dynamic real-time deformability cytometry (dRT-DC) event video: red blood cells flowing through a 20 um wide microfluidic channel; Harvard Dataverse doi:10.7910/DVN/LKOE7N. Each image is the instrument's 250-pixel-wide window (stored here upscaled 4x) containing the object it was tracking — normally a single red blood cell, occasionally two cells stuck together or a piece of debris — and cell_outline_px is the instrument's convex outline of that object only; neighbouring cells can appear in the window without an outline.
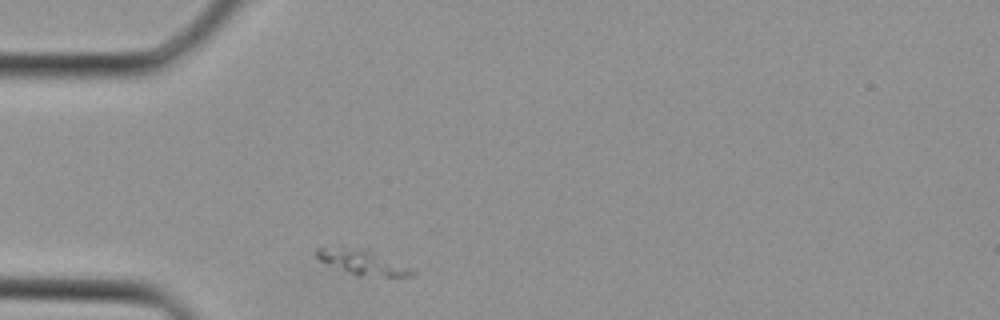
{"species": "Egyptian fruit bat (a non-hibernating species)", "species_latin": "Rousettus aegyptiacus", "temperature_condition": "cold", "stored_images_in_passage": 27, "camera_frame_rate_fps": 3000, "um_per_image_px": 0.085, "animal": {"sex": "female"}, "frame": {"image": 1, "passage_image": 1, "time_ms": 0.0, "image_size_px": [1000, 320], "cell_outline_px": [[416, 272], [412, 276], [360, 276], [320, 260], [316, 256], [316, 248], [368, 248], [412, 268]], "centroid_in_image_um": [30.91, 22.28], "position_along_channel_um": 54.1, "area_um2": 13.53}}
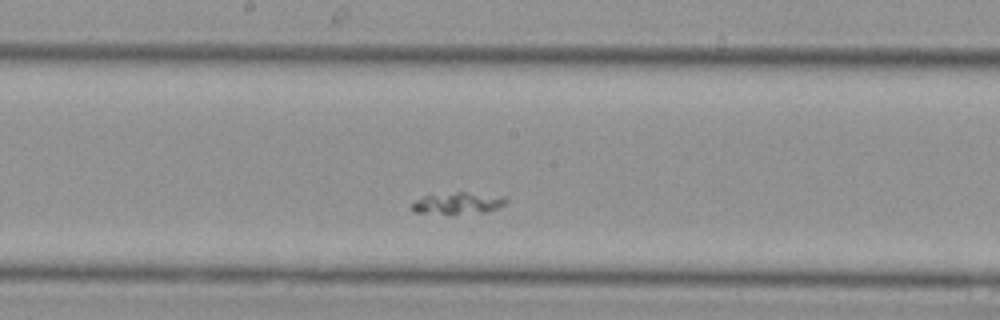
{"frame": {"image": 2, "passage_image": 10, "time_ms": 3.0, "image_size_px": [1000, 320], "cell_outline_px": [[508, 200], [504, 204], [496, 208], [484, 212], [412, 212], [408, 208], [416, 200], [424, 196], [456, 192], [464, 192], [504, 196]], "centroid_in_image_um": [38.91, 17.24], "position_along_channel_um": 209.3, "area_um2": 11.33}}
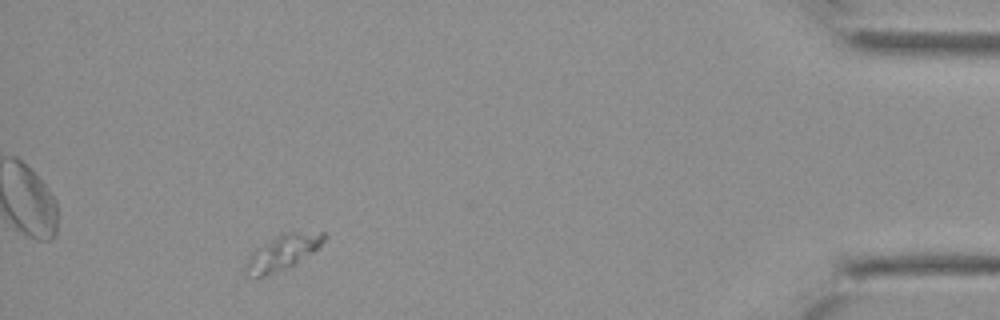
{"frame": {"image": 3, "passage_image": 24, "time_ms": 7.667, "image_size_px": [1000, 320], "cell_outline_px": [[328, 236], [312, 252], [296, 264], [264, 276], [244, 276], [244, 264], [252, 252], [256, 248], [284, 232], [324, 232]], "centroid_in_image_um": [23.98, 21.46], "position_along_channel_um": 411.2, "area_um2": 15.84}}